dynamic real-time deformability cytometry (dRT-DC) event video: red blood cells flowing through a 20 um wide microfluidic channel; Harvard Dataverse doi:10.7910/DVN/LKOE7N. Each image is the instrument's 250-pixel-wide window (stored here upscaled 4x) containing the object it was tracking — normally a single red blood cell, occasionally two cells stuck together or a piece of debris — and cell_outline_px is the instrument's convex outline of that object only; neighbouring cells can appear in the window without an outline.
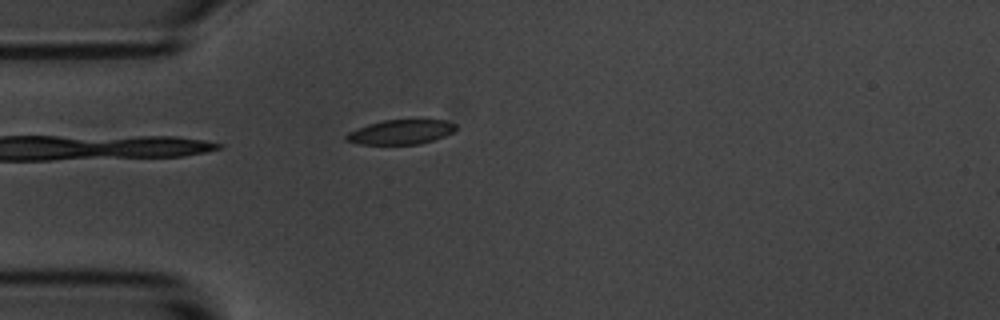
{"species": "common noctule bat (a hibernating species)", "species_latin": "Nyctalus noctula", "temperature_condition": "room temperature", "stored_images_in_passage": 7, "camera_frame_rate_fps": 3000, "um_per_image_px": 0.085, "animal": {"sex": "male", "body_mass_g": 20.1, "forearm_length_mm": 53.5}, "frame": {"image": 1, "passage_image": 5, "time_ms": 4.667, "image_size_px": [1000, 320], "cell_outline_px": [[456, 128], [452, 132], [444, 136], [420, 144], [360, 144], [344, 140], [344, 136], [348, 132], [368, 124], [384, 120], [444, 120], [456, 124]], "centroid_in_image_um": [34.04, 11.22], "position_along_channel_um": 51.0, "area_um2": 15.55}}